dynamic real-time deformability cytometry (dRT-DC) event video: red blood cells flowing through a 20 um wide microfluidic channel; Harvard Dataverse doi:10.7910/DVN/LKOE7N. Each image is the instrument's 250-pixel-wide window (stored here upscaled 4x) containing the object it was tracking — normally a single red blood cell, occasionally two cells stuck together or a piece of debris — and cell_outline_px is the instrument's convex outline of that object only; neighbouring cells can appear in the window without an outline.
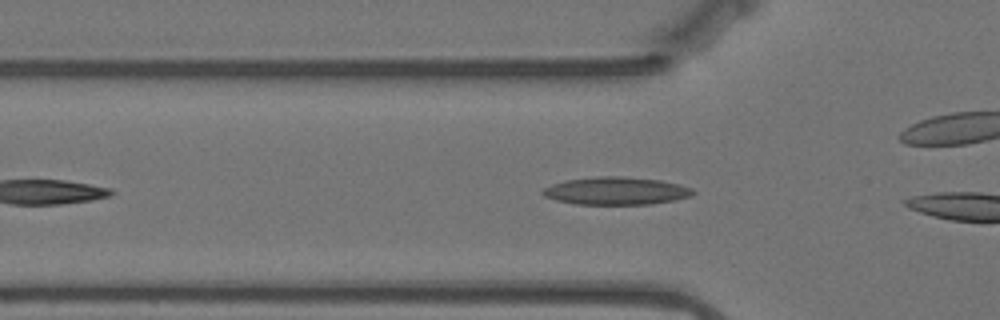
{"species": "Egyptian fruit bat (a non-hibernating species)", "species_latin": "Rousettus aegyptiacus", "temperature_condition": "warm", "stored_images_in_passage": 4, "camera_frame_rate_fps": 3000, "um_per_image_px": 0.085, "animal": {"sex": "female"}, "frame": {"image": 1, "passage_image": 2, "time_ms": 0.333, "image_size_px": [1000, 320], "cell_outline_px": [[696, 192], [692, 196], [652, 204], [576, 204], [556, 200], [544, 196], [540, 192], [544, 188], [552, 184], [568, 180], [600, 176], [620, 176], [660, 180], [680, 184], [692, 188]], "centroid_in_image_um": [52.39, 16.22], "position_along_channel_um": 73.4, "area_um2": 24.16}}